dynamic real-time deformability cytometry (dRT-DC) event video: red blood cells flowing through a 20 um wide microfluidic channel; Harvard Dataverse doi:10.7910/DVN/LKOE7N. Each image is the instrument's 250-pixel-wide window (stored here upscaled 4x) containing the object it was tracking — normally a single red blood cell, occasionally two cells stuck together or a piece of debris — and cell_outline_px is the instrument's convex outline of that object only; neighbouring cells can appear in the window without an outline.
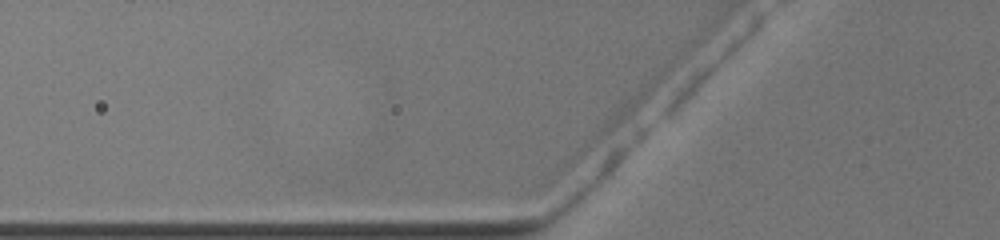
{"species": "common noctule bat (a hibernating species)", "species_latin": "Nyctalus noctula", "temperature_condition": "warm", "stored_images_in_passage": 4, "camera_frame_rate_fps": 3000, "um_per_image_px": 0.085, "animal": {"sex": "female", "body_mass_g": 19.5, "forearm_length_mm": 54.1}, "frame": {"image": 1, "passage_image": 3, "time_ms": 0.667, "image_size_px": [1000, 240], "cell_outline_px": [[508, 148], [504, 152], [488, 160], [344, 160], [332, 156], [328, 152], [360, 144], [500, 144]], "centroid_in_image_um": [35.67, 12.92], "position_along_channel_um": 90.1, "area_um2": 18.67}}